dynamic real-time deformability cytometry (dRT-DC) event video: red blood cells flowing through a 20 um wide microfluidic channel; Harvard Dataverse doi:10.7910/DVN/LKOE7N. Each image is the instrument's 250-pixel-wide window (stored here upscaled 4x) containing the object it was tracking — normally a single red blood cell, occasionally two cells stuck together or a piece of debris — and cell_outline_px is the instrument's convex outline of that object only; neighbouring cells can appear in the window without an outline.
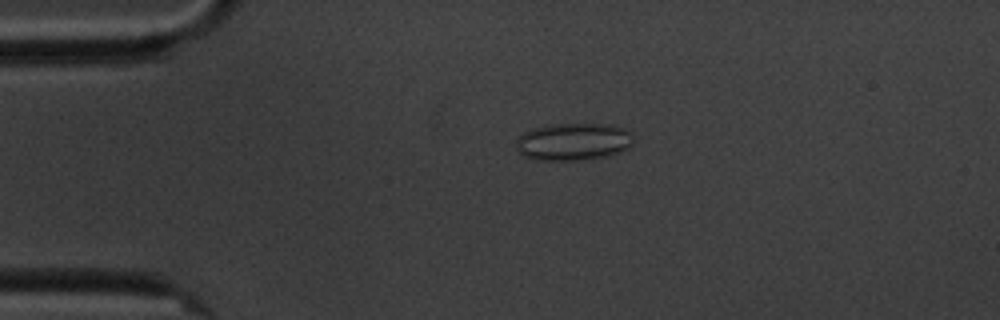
{"species": "common noctule bat (a hibernating species)", "species_latin": "Nyctalus noctula", "temperature_condition": "cold", "stored_images_in_passage": 5, "camera_frame_rate_fps": 3000, "um_per_image_px": 0.085, "animal": {"sex": "male", "body_mass_g": 20.1, "forearm_length_mm": 53.5}, "frame": {"image": 1, "passage_image": 4, "time_ms": 3.333, "image_size_px": [1000, 320], "cell_outline_px": [[632, 144], [628, 148], [620, 152], [608, 156], [580, 160], [536, 160], [524, 156], [516, 148], [516, 140], [524, 132], [532, 128], [556, 124], [612, 124], [628, 128], [632, 132]], "centroid_in_image_um": [48.77, 12.04], "position_along_channel_um": 36.2, "area_um2": 25.84}}